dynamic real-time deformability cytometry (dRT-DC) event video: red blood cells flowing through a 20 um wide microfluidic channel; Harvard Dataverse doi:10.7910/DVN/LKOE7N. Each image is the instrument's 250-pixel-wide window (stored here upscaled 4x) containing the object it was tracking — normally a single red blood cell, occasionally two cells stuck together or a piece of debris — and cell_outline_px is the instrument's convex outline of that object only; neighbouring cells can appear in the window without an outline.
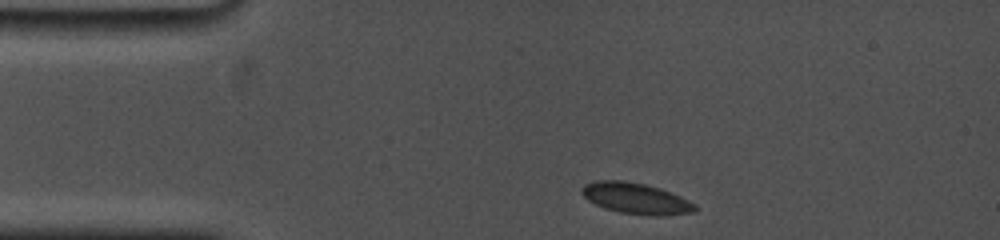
{"species": "common noctule bat (a hibernating species)", "species_latin": "Nyctalus noctula", "temperature_condition": "cold", "stored_images_in_passage": 19, "camera_frame_rate_fps": 5000, "um_per_image_px": 0.085, "animal": {"sex": "female", "body_mass_g": 19.0, "forearm_length_mm": 53.3}, "frame": {"image": 1, "passage_image": 1, "time_ms": 0.0, "image_size_px": [1000, 240], "cell_outline_px": [[696, 212], [660, 216], [656, 216], [620, 212], [604, 208], [588, 200], [580, 192], [580, 188], [584, 184], [596, 180], [624, 180], [644, 184], [660, 188], [680, 196], [696, 204]], "centroid_in_image_um": [54.04, 16.86], "position_along_channel_um": 31.0, "area_um2": 20.52}}
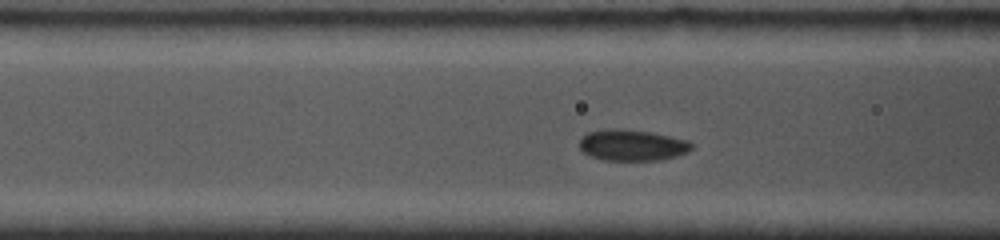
{"frame": {"image": 2, "passage_image": 14, "time_ms": 3.4, "image_size_px": [1000, 240], "cell_outline_px": [[696, 144], [688, 152], [676, 156], [660, 160], [604, 160], [592, 156], [584, 152], [580, 148], [580, 136], [588, 132], [608, 128], [624, 128], [652, 132], [688, 140]], "centroid_in_image_um": [53.76, 12.32], "position_along_channel_um": 112.8, "area_um2": 20.63}}
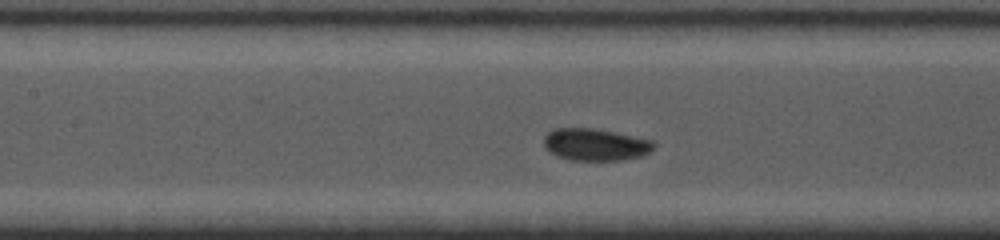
{"frame": {"image": 3, "passage_image": 19, "time_ms": 4.6, "image_size_px": [1000, 240], "cell_outline_px": [[656, 144], [648, 152], [640, 156], [624, 160], [572, 160], [556, 156], [548, 152], [544, 148], [544, 136], [552, 128], [592, 128], [652, 140]], "centroid_in_image_um": [50.54, 12.29], "position_along_channel_um": 156.9, "area_um2": 20.52}}